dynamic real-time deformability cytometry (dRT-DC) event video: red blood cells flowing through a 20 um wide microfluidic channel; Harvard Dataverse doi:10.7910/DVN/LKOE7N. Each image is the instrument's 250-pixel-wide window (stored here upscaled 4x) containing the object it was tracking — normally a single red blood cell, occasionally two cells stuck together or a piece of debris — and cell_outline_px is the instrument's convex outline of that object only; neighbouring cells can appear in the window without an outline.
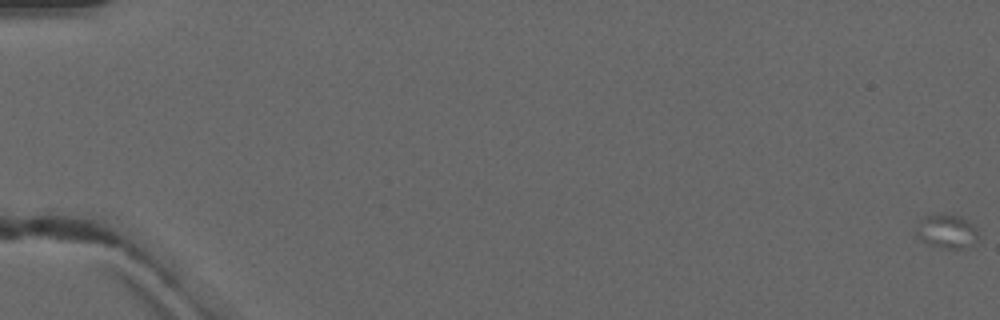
{"species": "common noctule bat (a hibernating species)", "species_latin": "Nyctalus noctula", "temperature_condition": "warm", "stored_images_in_passage": 5, "camera_frame_rate_fps": 3000, "um_per_image_px": 0.085, "animal": {"sex": "male", "forearm_length_mm": 52.5}, "frame": {"image": 1, "passage_image": 1, "time_ms": 0.0, "image_size_px": [1000, 320], "cell_outline_px": [[976, 240], [960, 248], [948, 248], [932, 244], [920, 240], [916, 236], [916, 232], [924, 216], [940, 212], [944, 212], [960, 216], [968, 220], [976, 232]], "centroid_in_image_um": [80.43, 19.6], "position_along_channel_um": 4.6, "area_um2": 11.79}}